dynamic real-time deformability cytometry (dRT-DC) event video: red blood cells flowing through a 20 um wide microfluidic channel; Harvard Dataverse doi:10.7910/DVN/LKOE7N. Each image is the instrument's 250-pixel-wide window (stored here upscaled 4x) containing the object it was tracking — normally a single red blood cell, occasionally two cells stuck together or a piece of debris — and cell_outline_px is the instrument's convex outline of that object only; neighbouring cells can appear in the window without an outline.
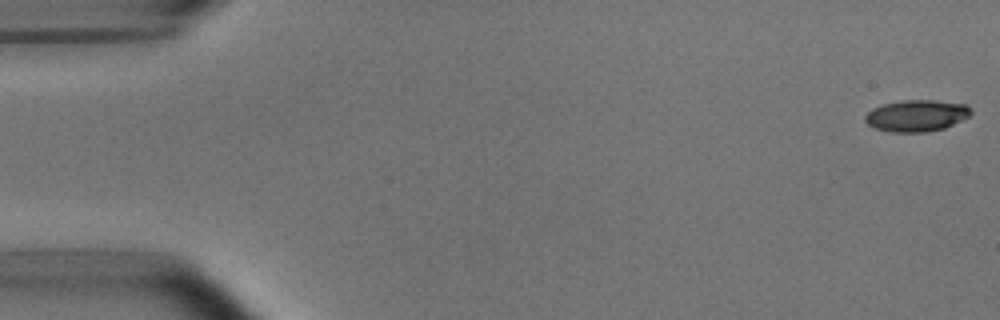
{"species": "common noctule bat (a hibernating species)", "species_latin": "Nyctalus noctula", "temperature_condition": "room temperature", "stored_images_in_passage": 53, "camera_frame_rate_fps": 3000, "um_per_image_px": 0.085, "animal": {"sex": "male", "body_mass_g": 15.6}, "frame": {"image": 1, "passage_image": 1, "time_ms": 0.0, "image_size_px": [1000, 320], "cell_outline_px": [[972, 112], [968, 116], [944, 128], [928, 132], [892, 132], [876, 128], [868, 124], [864, 120], [864, 116], [872, 108], [884, 104], [904, 100], [932, 100], [968, 104], [972, 108]], "centroid_in_image_um": [77.91, 9.82], "position_along_channel_um": 7.1, "area_um2": 19.42}}
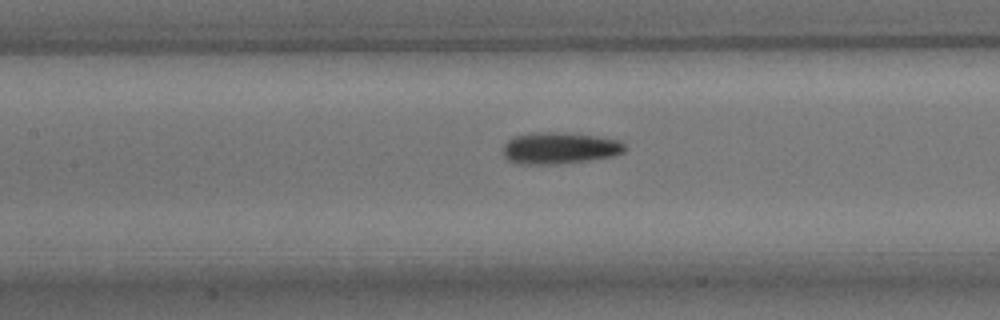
{"frame": {"image": 2, "passage_image": 24, "time_ms": 7.667, "image_size_px": [1000, 320], "cell_outline_px": [[624, 152], [612, 156], [588, 160], [556, 164], [520, 164], [508, 160], [504, 156], [504, 144], [508, 140], [516, 136], [536, 132], [552, 132], [592, 136], [620, 140], [624, 144]], "centroid_in_image_um": [47.54, 12.6], "position_along_channel_um": 159.9, "area_um2": 22.02}}
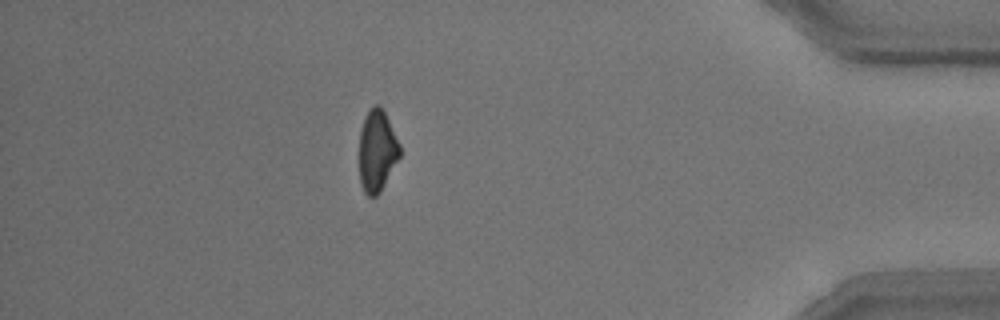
{"frame": {"image": 3, "passage_image": 47, "time_ms": 15.333, "image_size_px": [1000, 320], "cell_outline_px": [[400, 156], [380, 192], [376, 196], [368, 196], [364, 192], [360, 184], [360, 128], [368, 112], [376, 104], [380, 104], [400, 144]], "centroid_in_image_um": [32.05, 12.84], "position_along_channel_um": 403.2, "area_um2": 19.02}, "authors_computed_cell_mechanics": {"area_um2": 20.6924, "velocity_mm_per_s": 3.7567, "shape_relaxation_time_tau1_ms": 4.2735, "shape_relaxation_time_tau2_ms": 3.8587, "deformation_change_tau1": 0.1532, "deformation_change_tau2": 0.1151}}